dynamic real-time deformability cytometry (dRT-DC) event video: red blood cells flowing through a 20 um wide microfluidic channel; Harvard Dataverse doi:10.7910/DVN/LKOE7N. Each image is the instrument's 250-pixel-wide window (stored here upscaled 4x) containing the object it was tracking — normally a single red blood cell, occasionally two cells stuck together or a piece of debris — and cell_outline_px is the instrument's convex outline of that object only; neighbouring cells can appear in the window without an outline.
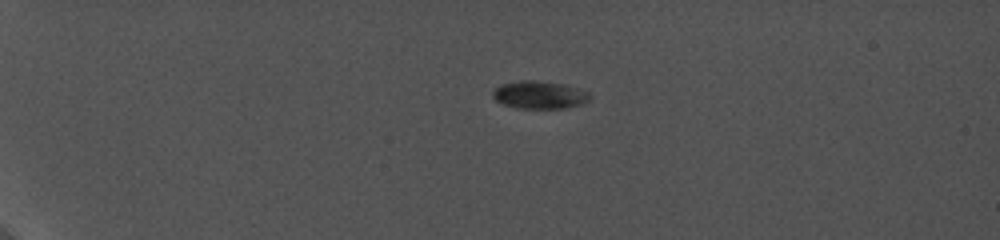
{"species": "common noctule bat (a hibernating species)", "species_latin": "Nyctalus noctula", "temperature_condition": "cold", "stored_images_in_passage": 14, "camera_frame_rate_fps": 5000, "um_per_image_px": 0.085, "animal": {"sex": "female", "body_mass_g": 19.0, "forearm_length_mm": 56.7}, "frame": {"image": 1, "passage_image": 1, "time_ms": 0.0, "image_size_px": [1000, 240], "cell_outline_px": [[592, 96], [588, 100], [580, 104], [564, 108], [516, 108], [504, 104], [496, 100], [492, 96], [492, 92], [500, 84], [520, 80], [536, 80], [564, 84], [588, 92]], "centroid_in_image_um": [45.83, 8.05], "position_along_channel_um": 39.2, "area_um2": 15.61}}